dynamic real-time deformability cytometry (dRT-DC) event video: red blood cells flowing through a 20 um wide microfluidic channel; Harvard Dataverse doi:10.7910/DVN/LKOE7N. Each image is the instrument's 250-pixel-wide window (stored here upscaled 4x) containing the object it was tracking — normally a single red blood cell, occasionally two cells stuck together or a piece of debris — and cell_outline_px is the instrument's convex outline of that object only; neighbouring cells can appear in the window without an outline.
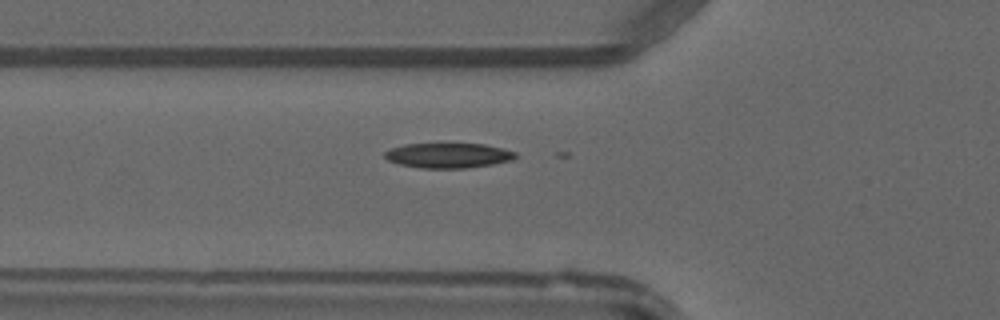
{"species": "common noctule bat (a hibernating species)", "species_latin": "Nyctalus noctula", "temperature_condition": "warm", "stored_images_in_passage": 18, "camera_frame_rate_fps": 3000, "um_per_image_px": 0.085, "animal": {"sex": "male", "forearm_length_mm": 52.5}, "frame": {"image": 1, "passage_image": 8, "time_ms": 2.333, "image_size_px": [1000, 320], "cell_outline_px": [[516, 156], [512, 160], [492, 164], [464, 168], [420, 168], [400, 164], [388, 160], [384, 156], [384, 152], [392, 148], [404, 144], [484, 144], [504, 148], [516, 152]], "centroid_in_image_um": [38.11, 13.21], "position_along_channel_um": 87.7, "area_um2": 18.9}}
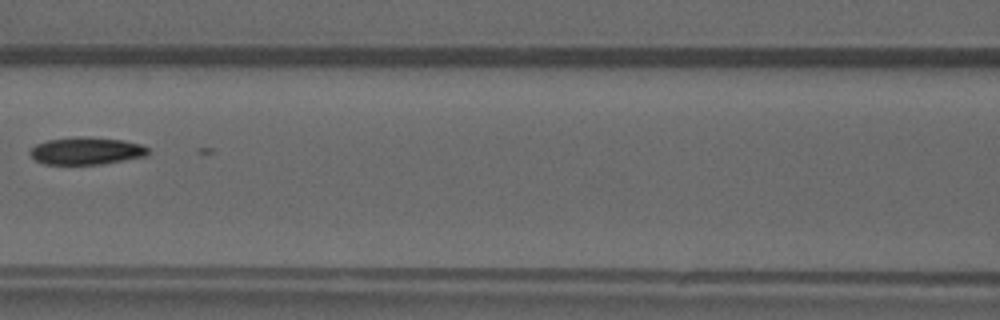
{"frame": {"image": 2, "passage_image": 13, "time_ms": 4.0, "image_size_px": [1000, 320], "cell_outline_px": [[148, 152], [144, 156], [124, 160], [100, 164], [44, 164], [36, 160], [28, 152], [36, 144], [48, 140], [80, 136], [88, 136], [124, 140], [140, 144], [148, 148]], "centroid_in_image_um": [7.32, 12.81], "position_along_channel_um": 159.3, "area_um2": 18.73}}